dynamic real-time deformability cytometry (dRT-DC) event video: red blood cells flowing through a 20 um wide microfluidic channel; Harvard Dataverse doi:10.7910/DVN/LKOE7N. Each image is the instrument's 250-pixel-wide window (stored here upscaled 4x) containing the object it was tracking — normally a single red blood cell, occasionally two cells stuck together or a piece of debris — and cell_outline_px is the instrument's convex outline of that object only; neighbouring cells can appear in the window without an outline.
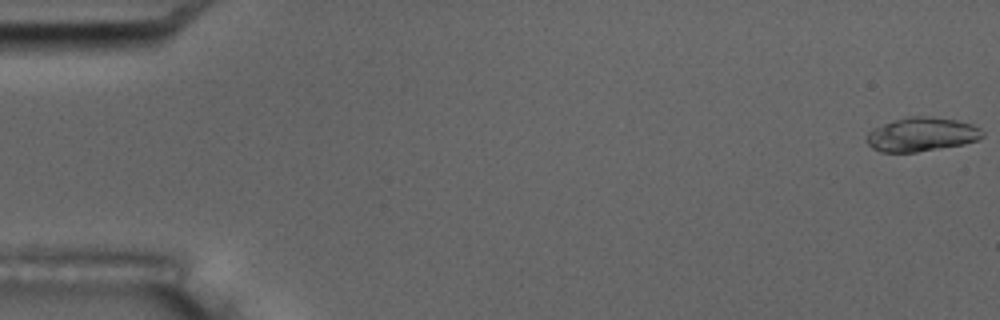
{"species": "common noctule bat (a hibernating species)", "species_latin": "Nyctalus noctula", "temperature_condition": "room temperature", "stored_images_in_passage": 7, "camera_frame_rate_fps": 3000, "um_per_image_px": 0.085, "animal": {"sex": "male", "body_mass_g": 17.5, "forearm_length_mm": 52.3}, "frame": {"image": 1, "passage_image": 1, "time_ms": 0.0, "image_size_px": [1000, 320], "cell_outline_px": [[984, 136], [976, 140], [964, 144], [916, 152], [880, 152], [872, 148], [868, 144], [868, 132], [872, 128], [908, 116], [932, 116], [956, 120], [972, 124], [980, 128], [984, 132]], "centroid_in_image_um": [78.36, 11.42], "position_along_channel_um": 6.6, "area_um2": 22.83}}